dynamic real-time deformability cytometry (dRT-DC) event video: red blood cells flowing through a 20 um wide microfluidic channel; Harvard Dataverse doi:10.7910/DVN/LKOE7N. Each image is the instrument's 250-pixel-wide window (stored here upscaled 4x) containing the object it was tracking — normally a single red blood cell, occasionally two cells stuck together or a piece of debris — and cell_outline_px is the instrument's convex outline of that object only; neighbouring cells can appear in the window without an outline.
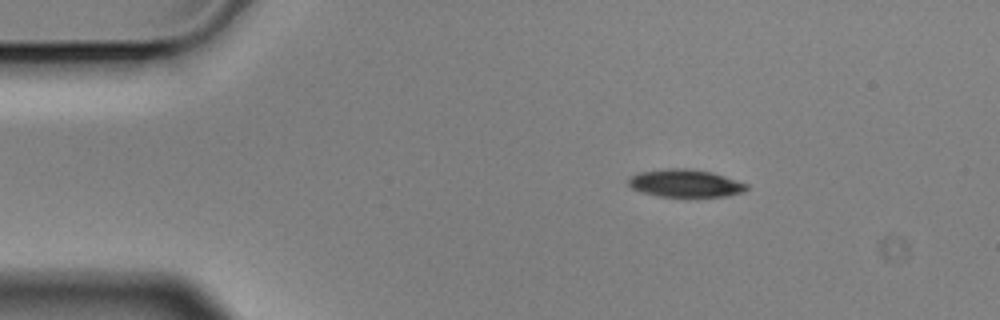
{"species": "Egyptian fruit bat (a non-hibernating species)", "species_latin": "Rousettus aegyptiacus", "temperature_condition": "cold", "stored_images_in_passage": 4, "camera_frame_rate_fps": 3000, "um_per_image_px": 0.085, "animal": {"sex": "male"}, "frame": {"image": 1, "passage_image": 2, "time_ms": 0.333, "image_size_px": [1000, 320], "cell_outline_px": [[748, 188], [744, 192], [724, 196], [660, 196], [644, 192], [632, 188], [628, 184], [628, 180], [632, 176], [640, 172], [668, 168], [692, 168], [712, 172], [748, 184]], "centroid_in_image_um": [58.28, 15.56], "position_along_channel_um": 26.7, "area_um2": 18.84}}
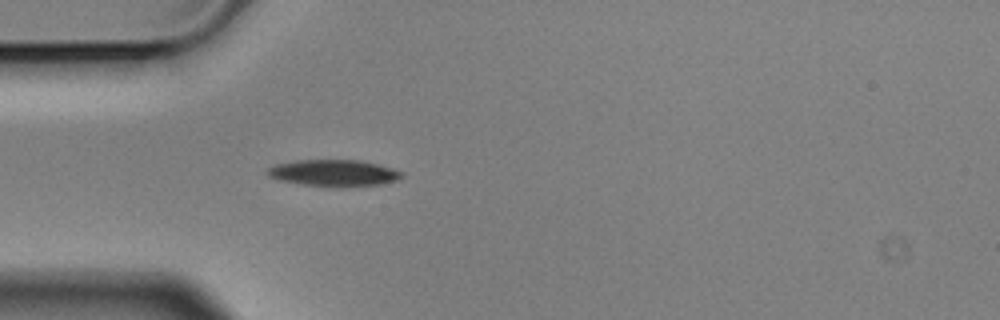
{"frame": {"image": 2, "passage_image": 4, "time_ms": 1.0, "image_size_px": [1000, 320], "cell_outline_px": [[404, 176], [396, 180], [380, 184], [304, 184], [280, 180], [268, 176], [264, 172], [268, 168], [276, 164], [296, 160], [360, 160], [392, 168], [404, 172]], "centroid_in_image_um": [28.34, 14.65], "position_along_channel_um": 56.7, "area_um2": 19.83}}